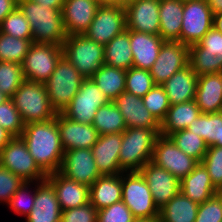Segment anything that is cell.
I'll return each mask as SVG.
<instances>
[{"label": "cell", "instance_id": "1", "mask_svg": "<svg viewBox=\"0 0 222 222\" xmlns=\"http://www.w3.org/2000/svg\"><path fill=\"white\" fill-rule=\"evenodd\" d=\"M38 167L46 174L60 171L64 149L55 118L25 124L20 136Z\"/></svg>", "mask_w": 222, "mask_h": 222}, {"label": "cell", "instance_id": "2", "mask_svg": "<svg viewBox=\"0 0 222 222\" xmlns=\"http://www.w3.org/2000/svg\"><path fill=\"white\" fill-rule=\"evenodd\" d=\"M18 8L30 23L32 43L63 45L67 34L62 10L28 0H18Z\"/></svg>", "mask_w": 222, "mask_h": 222}, {"label": "cell", "instance_id": "3", "mask_svg": "<svg viewBox=\"0 0 222 222\" xmlns=\"http://www.w3.org/2000/svg\"><path fill=\"white\" fill-rule=\"evenodd\" d=\"M160 130L127 128L122 132L119 153L120 168L124 172L139 171L153 157V150Z\"/></svg>", "mask_w": 222, "mask_h": 222}, {"label": "cell", "instance_id": "4", "mask_svg": "<svg viewBox=\"0 0 222 222\" xmlns=\"http://www.w3.org/2000/svg\"><path fill=\"white\" fill-rule=\"evenodd\" d=\"M24 124L45 122L55 118L44 83L24 80L11 97Z\"/></svg>", "mask_w": 222, "mask_h": 222}, {"label": "cell", "instance_id": "5", "mask_svg": "<svg viewBox=\"0 0 222 222\" xmlns=\"http://www.w3.org/2000/svg\"><path fill=\"white\" fill-rule=\"evenodd\" d=\"M84 77L62 56L52 75L44 82L49 101L56 113H62L77 94Z\"/></svg>", "mask_w": 222, "mask_h": 222}, {"label": "cell", "instance_id": "6", "mask_svg": "<svg viewBox=\"0 0 222 222\" xmlns=\"http://www.w3.org/2000/svg\"><path fill=\"white\" fill-rule=\"evenodd\" d=\"M63 56L77 69L84 79L103 67L104 46L85 35L67 36L62 45Z\"/></svg>", "mask_w": 222, "mask_h": 222}, {"label": "cell", "instance_id": "7", "mask_svg": "<svg viewBox=\"0 0 222 222\" xmlns=\"http://www.w3.org/2000/svg\"><path fill=\"white\" fill-rule=\"evenodd\" d=\"M122 201L130 209L135 219L159 217L147 182L139 171L122 172Z\"/></svg>", "mask_w": 222, "mask_h": 222}, {"label": "cell", "instance_id": "8", "mask_svg": "<svg viewBox=\"0 0 222 222\" xmlns=\"http://www.w3.org/2000/svg\"><path fill=\"white\" fill-rule=\"evenodd\" d=\"M189 65L198 75L222 71V32L212 27L203 38L189 47Z\"/></svg>", "mask_w": 222, "mask_h": 222}, {"label": "cell", "instance_id": "9", "mask_svg": "<svg viewBox=\"0 0 222 222\" xmlns=\"http://www.w3.org/2000/svg\"><path fill=\"white\" fill-rule=\"evenodd\" d=\"M0 165L24 182H42L47 177L35 163L21 137H13L0 151Z\"/></svg>", "mask_w": 222, "mask_h": 222}, {"label": "cell", "instance_id": "10", "mask_svg": "<svg viewBox=\"0 0 222 222\" xmlns=\"http://www.w3.org/2000/svg\"><path fill=\"white\" fill-rule=\"evenodd\" d=\"M62 56V46L32 43L21 64L24 79L44 83L52 75Z\"/></svg>", "mask_w": 222, "mask_h": 222}, {"label": "cell", "instance_id": "11", "mask_svg": "<svg viewBox=\"0 0 222 222\" xmlns=\"http://www.w3.org/2000/svg\"><path fill=\"white\" fill-rule=\"evenodd\" d=\"M213 21L207 0L184 2L180 42L188 47L197 44L213 27Z\"/></svg>", "mask_w": 222, "mask_h": 222}, {"label": "cell", "instance_id": "12", "mask_svg": "<svg viewBox=\"0 0 222 222\" xmlns=\"http://www.w3.org/2000/svg\"><path fill=\"white\" fill-rule=\"evenodd\" d=\"M109 102L91 78L84 79L77 94L62 114L74 122L92 124L96 111Z\"/></svg>", "mask_w": 222, "mask_h": 222}, {"label": "cell", "instance_id": "13", "mask_svg": "<svg viewBox=\"0 0 222 222\" xmlns=\"http://www.w3.org/2000/svg\"><path fill=\"white\" fill-rule=\"evenodd\" d=\"M151 162L164 168L180 181L199 163L180 150L169 137L162 135L156 140Z\"/></svg>", "mask_w": 222, "mask_h": 222}, {"label": "cell", "instance_id": "14", "mask_svg": "<svg viewBox=\"0 0 222 222\" xmlns=\"http://www.w3.org/2000/svg\"><path fill=\"white\" fill-rule=\"evenodd\" d=\"M124 30H126L125 9L99 6L92 23L84 35L105 46Z\"/></svg>", "mask_w": 222, "mask_h": 222}, {"label": "cell", "instance_id": "15", "mask_svg": "<svg viewBox=\"0 0 222 222\" xmlns=\"http://www.w3.org/2000/svg\"><path fill=\"white\" fill-rule=\"evenodd\" d=\"M189 65V47L181 42L165 41L149 70L155 85H162L175 72Z\"/></svg>", "mask_w": 222, "mask_h": 222}, {"label": "cell", "instance_id": "16", "mask_svg": "<svg viewBox=\"0 0 222 222\" xmlns=\"http://www.w3.org/2000/svg\"><path fill=\"white\" fill-rule=\"evenodd\" d=\"M66 178L90 187L101 174L98 171L91 149L64 151L61 169Z\"/></svg>", "mask_w": 222, "mask_h": 222}, {"label": "cell", "instance_id": "17", "mask_svg": "<svg viewBox=\"0 0 222 222\" xmlns=\"http://www.w3.org/2000/svg\"><path fill=\"white\" fill-rule=\"evenodd\" d=\"M160 0H130L125 8L126 29L159 35Z\"/></svg>", "mask_w": 222, "mask_h": 222}, {"label": "cell", "instance_id": "18", "mask_svg": "<svg viewBox=\"0 0 222 222\" xmlns=\"http://www.w3.org/2000/svg\"><path fill=\"white\" fill-rule=\"evenodd\" d=\"M139 172L147 182L158 209L180 192V180L151 161L146 163Z\"/></svg>", "mask_w": 222, "mask_h": 222}, {"label": "cell", "instance_id": "19", "mask_svg": "<svg viewBox=\"0 0 222 222\" xmlns=\"http://www.w3.org/2000/svg\"><path fill=\"white\" fill-rule=\"evenodd\" d=\"M56 122L64 151L91 149L97 142L99 134L92 124L74 122L62 113L56 114Z\"/></svg>", "mask_w": 222, "mask_h": 222}, {"label": "cell", "instance_id": "20", "mask_svg": "<svg viewBox=\"0 0 222 222\" xmlns=\"http://www.w3.org/2000/svg\"><path fill=\"white\" fill-rule=\"evenodd\" d=\"M99 6L98 0H64L62 18L67 36L84 35Z\"/></svg>", "mask_w": 222, "mask_h": 222}, {"label": "cell", "instance_id": "21", "mask_svg": "<svg viewBox=\"0 0 222 222\" xmlns=\"http://www.w3.org/2000/svg\"><path fill=\"white\" fill-rule=\"evenodd\" d=\"M124 117L127 128L160 130L161 123L144 106L142 97L122 92L112 101Z\"/></svg>", "mask_w": 222, "mask_h": 222}, {"label": "cell", "instance_id": "22", "mask_svg": "<svg viewBox=\"0 0 222 222\" xmlns=\"http://www.w3.org/2000/svg\"><path fill=\"white\" fill-rule=\"evenodd\" d=\"M121 143L122 133L98 136L97 142L93 145L91 150L101 176L117 175L124 172L119 164Z\"/></svg>", "mask_w": 222, "mask_h": 222}, {"label": "cell", "instance_id": "23", "mask_svg": "<svg viewBox=\"0 0 222 222\" xmlns=\"http://www.w3.org/2000/svg\"><path fill=\"white\" fill-rule=\"evenodd\" d=\"M46 180L53 186L62 211L89 203V187L66 178L59 171L47 175Z\"/></svg>", "mask_w": 222, "mask_h": 222}, {"label": "cell", "instance_id": "24", "mask_svg": "<svg viewBox=\"0 0 222 222\" xmlns=\"http://www.w3.org/2000/svg\"><path fill=\"white\" fill-rule=\"evenodd\" d=\"M61 208L53 186L47 181L36 182L33 209L26 222H61Z\"/></svg>", "mask_w": 222, "mask_h": 222}, {"label": "cell", "instance_id": "25", "mask_svg": "<svg viewBox=\"0 0 222 222\" xmlns=\"http://www.w3.org/2000/svg\"><path fill=\"white\" fill-rule=\"evenodd\" d=\"M164 42L165 41L160 35L130 30V47L133 54V67L150 70Z\"/></svg>", "mask_w": 222, "mask_h": 222}, {"label": "cell", "instance_id": "26", "mask_svg": "<svg viewBox=\"0 0 222 222\" xmlns=\"http://www.w3.org/2000/svg\"><path fill=\"white\" fill-rule=\"evenodd\" d=\"M198 75L188 65L162 84L171 105L195 100Z\"/></svg>", "mask_w": 222, "mask_h": 222}, {"label": "cell", "instance_id": "27", "mask_svg": "<svg viewBox=\"0 0 222 222\" xmlns=\"http://www.w3.org/2000/svg\"><path fill=\"white\" fill-rule=\"evenodd\" d=\"M195 101L201 113L222 112L220 73L198 76Z\"/></svg>", "mask_w": 222, "mask_h": 222}, {"label": "cell", "instance_id": "28", "mask_svg": "<svg viewBox=\"0 0 222 222\" xmlns=\"http://www.w3.org/2000/svg\"><path fill=\"white\" fill-rule=\"evenodd\" d=\"M180 191L192 201L201 204L219 191L211 182L210 175L202 163L180 181Z\"/></svg>", "mask_w": 222, "mask_h": 222}, {"label": "cell", "instance_id": "29", "mask_svg": "<svg viewBox=\"0 0 222 222\" xmlns=\"http://www.w3.org/2000/svg\"><path fill=\"white\" fill-rule=\"evenodd\" d=\"M122 200V173L102 175L89 187V201L100 210Z\"/></svg>", "mask_w": 222, "mask_h": 222}, {"label": "cell", "instance_id": "30", "mask_svg": "<svg viewBox=\"0 0 222 222\" xmlns=\"http://www.w3.org/2000/svg\"><path fill=\"white\" fill-rule=\"evenodd\" d=\"M184 2L181 0H160L159 35L164 41L180 42Z\"/></svg>", "mask_w": 222, "mask_h": 222}, {"label": "cell", "instance_id": "31", "mask_svg": "<svg viewBox=\"0 0 222 222\" xmlns=\"http://www.w3.org/2000/svg\"><path fill=\"white\" fill-rule=\"evenodd\" d=\"M200 114L201 111L195 100L171 105L165 119L161 122L160 135L168 137L176 131L187 129Z\"/></svg>", "mask_w": 222, "mask_h": 222}, {"label": "cell", "instance_id": "32", "mask_svg": "<svg viewBox=\"0 0 222 222\" xmlns=\"http://www.w3.org/2000/svg\"><path fill=\"white\" fill-rule=\"evenodd\" d=\"M104 63L126 71L133 67L130 30H124L104 46Z\"/></svg>", "mask_w": 222, "mask_h": 222}, {"label": "cell", "instance_id": "33", "mask_svg": "<svg viewBox=\"0 0 222 222\" xmlns=\"http://www.w3.org/2000/svg\"><path fill=\"white\" fill-rule=\"evenodd\" d=\"M199 204L181 191L159 209L160 222H195Z\"/></svg>", "mask_w": 222, "mask_h": 222}, {"label": "cell", "instance_id": "34", "mask_svg": "<svg viewBox=\"0 0 222 222\" xmlns=\"http://www.w3.org/2000/svg\"><path fill=\"white\" fill-rule=\"evenodd\" d=\"M91 79L110 102L125 92L126 70L104 64Z\"/></svg>", "mask_w": 222, "mask_h": 222}, {"label": "cell", "instance_id": "35", "mask_svg": "<svg viewBox=\"0 0 222 222\" xmlns=\"http://www.w3.org/2000/svg\"><path fill=\"white\" fill-rule=\"evenodd\" d=\"M187 130L200 136L208 146L222 147V112L201 113Z\"/></svg>", "mask_w": 222, "mask_h": 222}, {"label": "cell", "instance_id": "36", "mask_svg": "<svg viewBox=\"0 0 222 222\" xmlns=\"http://www.w3.org/2000/svg\"><path fill=\"white\" fill-rule=\"evenodd\" d=\"M92 125L99 135L122 133L127 129L123 115L113 102L107 103L96 111Z\"/></svg>", "mask_w": 222, "mask_h": 222}, {"label": "cell", "instance_id": "37", "mask_svg": "<svg viewBox=\"0 0 222 222\" xmlns=\"http://www.w3.org/2000/svg\"><path fill=\"white\" fill-rule=\"evenodd\" d=\"M173 143L186 155L193 157L199 163L202 162L208 145L195 133L184 129L176 131L168 136Z\"/></svg>", "mask_w": 222, "mask_h": 222}, {"label": "cell", "instance_id": "38", "mask_svg": "<svg viewBox=\"0 0 222 222\" xmlns=\"http://www.w3.org/2000/svg\"><path fill=\"white\" fill-rule=\"evenodd\" d=\"M32 39H20L0 32V61L22 64Z\"/></svg>", "mask_w": 222, "mask_h": 222}, {"label": "cell", "instance_id": "39", "mask_svg": "<svg viewBox=\"0 0 222 222\" xmlns=\"http://www.w3.org/2000/svg\"><path fill=\"white\" fill-rule=\"evenodd\" d=\"M22 65L0 61V91L11 98L24 81Z\"/></svg>", "mask_w": 222, "mask_h": 222}, {"label": "cell", "instance_id": "40", "mask_svg": "<svg viewBox=\"0 0 222 222\" xmlns=\"http://www.w3.org/2000/svg\"><path fill=\"white\" fill-rule=\"evenodd\" d=\"M154 86L155 83L149 70L131 67L126 71V92L144 97Z\"/></svg>", "mask_w": 222, "mask_h": 222}, {"label": "cell", "instance_id": "41", "mask_svg": "<svg viewBox=\"0 0 222 222\" xmlns=\"http://www.w3.org/2000/svg\"><path fill=\"white\" fill-rule=\"evenodd\" d=\"M0 32L20 39H32L30 23L17 7L0 24Z\"/></svg>", "mask_w": 222, "mask_h": 222}, {"label": "cell", "instance_id": "42", "mask_svg": "<svg viewBox=\"0 0 222 222\" xmlns=\"http://www.w3.org/2000/svg\"><path fill=\"white\" fill-rule=\"evenodd\" d=\"M144 106L161 123L171 106L162 85H155L144 97Z\"/></svg>", "mask_w": 222, "mask_h": 222}, {"label": "cell", "instance_id": "43", "mask_svg": "<svg viewBox=\"0 0 222 222\" xmlns=\"http://www.w3.org/2000/svg\"><path fill=\"white\" fill-rule=\"evenodd\" d=\"M31 184H35V187H33V192L31 191L32 188H30ZM35 194L36 182H24L21 187L13 194L7 206H9V208L13 210V213H16V215H24L27 217L33 209Z\"/></svg>", "mask_w": 222, "mask_h": 222}, {"label": "cell", "instance_id": "44", "mask_svg": "<svg viewBox=\"0 0 222 222\" xmlns=\"http://www.w3.org/2000/svg\"><path fill=\"white\" fill-rule=\"evenodd\" d=\"M0 126L13 137H20L25 124L11 98L0 105Z\"/></svg>", "mask_w": 222, "mask_h": 222}, {"label": "cell", "instance_id": "45", "mask_svg": "<svg viewBox=\"0 0 222 222\" xmlns=\"http://www.w3.org/2000/svg\"><path fill=\"white\" fill-rule=\"evenodd\" d=\"M201 163L207 169L214 187L222 192V147L208 146Z\"/></svg>", "mask_w": 222, "mask_h": 222}, {"label": "cell", "instance_id": "46", "mask_svg": "<svg viewBox=\"0 0 222 222\" xmlns=\"http://www.w3.org/2000/svg\"><path fill=\"white\" fill-rule=\"evenodd\" d=\"M195 222H222V192L199 204Z\"/></svg>", "mask_w": 222, "mask_h": 222}, {"label": "cell", "instance_id": "47", "mask_svg": "<svg viewBox=\"0 0 222 222\" xmlns=\"http://www.w3.org/2000/svg\"><path fill=\"white\" fill-rule=\"evenodd\" d=\"M130 209L121 200L98 210L97 222H134Z\"/></svg>", "mask_w": 222, "mask_h": 222}, {"label": "cell", "instance_id": "48", "mask_svg": "<svg viewBox=\"0 0 222 222\" xmlns=\"http://www.w3.org/2000/svg\"><path fill=\"white\" fill-rule=\"evenodd\" d=\"M23 183L20 177L0 165V203L8 204Z\"/></svg>", "mask_w": 222, "mask_h": 222}, {"label": "cell", "instance_id": "49", "mask_svg": "<svg viewBox=\"0 0 222 222\" xmlns=\"http://www.w3.org/2000/svg\"><path fill=\"white\" fill-rule=\"evenodd\" d=\"M98 210L89 202L61 212V222H97Z\"/></svg>", "mask_w": 222, "mask_h": 222}, {"label": "cell", "instance_id": "50", "mask_svg": "<svg viewBox=\"0 0 222 222\" xmlns=\"http://www.w3.org/2000/svg\"><path fill=\"white\" fill-rule=\"evenodd\" d=\"M18 7V0H0V24L4 18Z\"/></svg>", "mask_w": 222, "mask_h": 222}, {"label": "cell", "instance_id": "51", "mask_svg": "<svg viewBox=\"0 0 222 222\" xmlns=\"http://www.w3.org/2000/svg\"><path fill=\"white\" fill-rule=\"evenodd\" d=\"M130 0H98L100 6H111L125 9Z\"/></svg>", "mask_w": 222, "mask_h": 222}, {"label": "cell", "instance_id": "52", "mask_svg": "<svg viewBox=\"0 0 222 222\" xmlns=\"http://www.w3.org/2000/svg\"><path fill=\"white\" fill-rule=\"evenodd\" d=\"M28 1L37 2L44 6H49L50 8L58 10H62L64 4V0H28Z\"/></svg>", "mask_w": 222, "mask_h": 222}, {"label": "cell", "instance_id": "53", "mask_svg": "<svg viewBox=\"0 0 222 222\" xmlns=\"http://www.w3.org/2000/svg\"><path fill=\"white\" fill-rule=\"evenodd\" d=\"M13 136L0 126V151L9 143Z\"/></svg>", "mask_w": 222, "mask_h": 222}, {"label": "cell", "instance_id": "54", "mask_svg": "<svg viewBox=\"0 0 222 222\" xmlns=\"http://www.w3.org/2000/svg\"><path fill=\"white\" fill-rule=\"evenodd\" d=\"M207 2L214 15L222 12V0H207Z\"/></svg>", "mask_w": 222, "mask_h": 222}, {"label": "cell", "instance_id": "55", "mask_svg": "<svg viewBox=\"0 0 222 222\" xmlns=\"http://www.w3.org/2000/svg\"><path fill=\"white\" fill-rule=\"evenodd\" d=\"M213 27L222 32V12L214 15Z\"/></svg>", "mask_w": 222, "mask_h": 222}, {"label": "cell", "instance_id": "56", "mask_svg": "<svg viewBox=\"0 0 222 222\" xmlns=\"http://www.w3.org/2000/svg\"><path fill=\"white\" fill-rule=\"evenodd\" d=\"M134 222H160L159 217L149 219H135Z\"/></svg>", "mask_w": 222, "mask_h": 222}, {"label": "cell", "instance_id": "57", "mask_svg": "<svg viewBox=\"0 0 222 222\" xmlns=\"http://www.w3.org/2000/svg\"><path fill=\"white\" fill-rule=\"evenodd\" d=\"M9 99L4 93L0 91V105Z\"/></svg>", "mask_w": 222, "mask_h": 222}, {"label": "cell", "instance_id": "58", "mask_svg": "<svg viewBox=\"0 0 222 222\" xmlns=\"http://www.w3.org/2000/svg\"><path fill=\"white\" fill-rule=\"evenodd\" d=\"M220 79H221V82H222V71L220 72Z\"/></svg>", "mask_w": 222, "mask_h": 222}]
</instances>
